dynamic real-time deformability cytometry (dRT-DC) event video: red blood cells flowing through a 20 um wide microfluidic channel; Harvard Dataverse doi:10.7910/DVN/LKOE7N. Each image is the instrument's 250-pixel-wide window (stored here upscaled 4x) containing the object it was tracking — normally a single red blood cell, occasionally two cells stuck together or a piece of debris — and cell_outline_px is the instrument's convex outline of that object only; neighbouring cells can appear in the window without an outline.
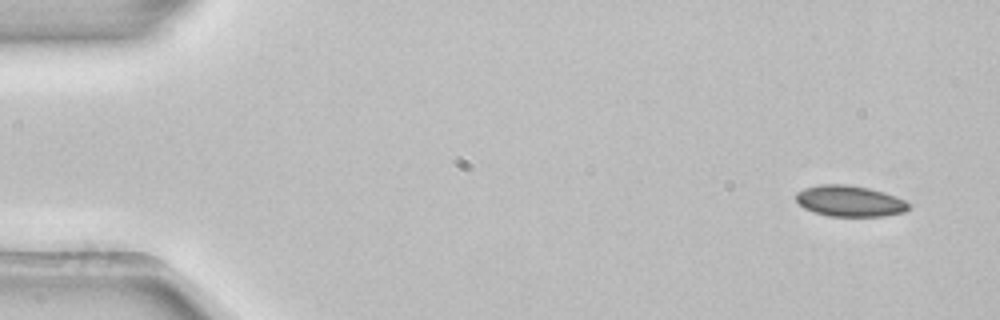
{"species": "common noctule bat (a hibernating species)", "species_latin": "Nyctalus noctula", "temperature_condition": "room temperature", "stored_images_in_passage": 4, "camera_frame_rate_fps": 3000, "um_per_image_px": 0.085, "animal": {"sex": "female", "body_mass_g": 22.7, "forearm_length_mm": 54.2}, "frame": {"image": 1, "passage_image": 1, "time_ms": 0.0, "image_size_px": [1000, 320], "cell_outline_px": [[908, 208], [904, 212], [884, 216], [828, 216], [804, 208], [796, 200], [796, 192], [804, 188], [820, 184], [848, 184], [868, 188], [884, 192], [896, 196], [904, 200], [908, 204]], "centroid_in_image_um": [72.21, 17.08], "position_along_channel_um": 12.8, "area_um2": 20.29}}